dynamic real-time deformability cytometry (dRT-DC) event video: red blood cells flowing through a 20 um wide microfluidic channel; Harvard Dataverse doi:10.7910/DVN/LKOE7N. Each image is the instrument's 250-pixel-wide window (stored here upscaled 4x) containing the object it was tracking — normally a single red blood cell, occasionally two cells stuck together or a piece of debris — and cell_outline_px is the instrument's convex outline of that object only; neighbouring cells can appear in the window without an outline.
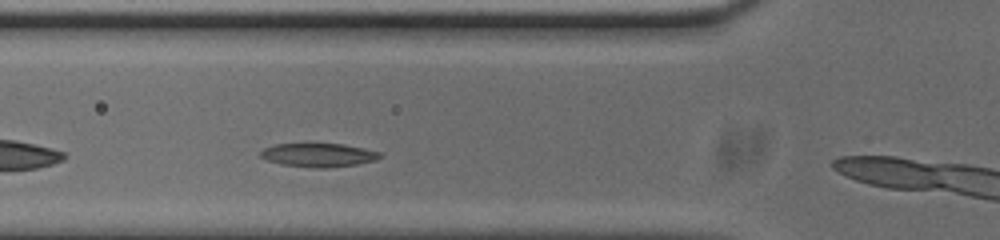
{"species": "common noctule bat (a hibernating species)", "species_latin": "Nyctalus noctula", "temperature_condition": "cold", "stored_images_in_passage": 10, "camera_frame_rate_fps": 3000, "um_per_image_px": 0.085, "animal": {"sex": "male", "body_mass_g": 20.0, "forearm_length_mm": 53.3}, "frame": {"image": 1, "passage_image": 6, "time_ms": 1.667, "image_size_px": [1000, 240], "cell_outline_px": [[384, 156], [376, 160], [356, 164], [324, 168], [316, 168], [280, 164], [268, 160], [260, 156], [260, 152], [264, 148], [276, 144], [344, 144], [364, 148], [380, 152]], "centroid_in_image_um": [27.1, 13.18], "position_along_channel_um": 98.7, "area_um2": 16.36}}